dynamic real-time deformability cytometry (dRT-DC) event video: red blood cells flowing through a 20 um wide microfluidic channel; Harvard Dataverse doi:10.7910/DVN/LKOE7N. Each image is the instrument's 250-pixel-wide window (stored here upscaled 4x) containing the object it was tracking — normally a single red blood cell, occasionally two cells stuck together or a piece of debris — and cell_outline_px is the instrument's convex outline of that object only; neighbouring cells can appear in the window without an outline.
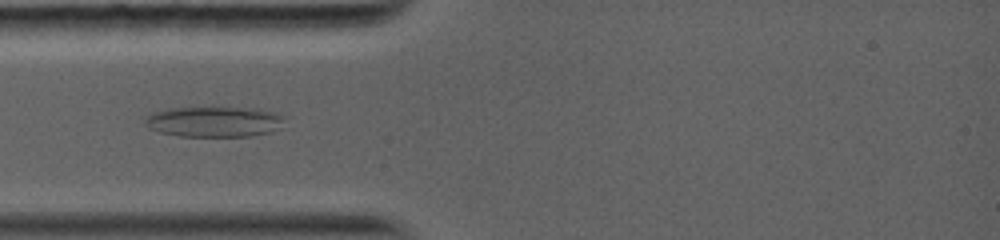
{"species": "common noctule bat (a hibernating species)", "species_latin": "Nyctalus noctula", "temperature_condition": "warm", "stored_images_in_passage": 57, "camera_frame_rate_fps": 5000, "um_per_image_px": 0.085, "animal": {"sex": "female", "body_mass_g": 19.0, "forearm_length_mm": 56.7}, "frame": {"image": 1, "passage_image": 6, "time_ms": 3.0, "image_size_px": [1000, 240], "cell_outline_px": [[280, 128], [272, 132], [248, 136], [180, 136], [160, 132], [148, 128], [144, 124], [144, 116], [152, 112], [172, 108], [212, 104], [256, 108], [272, 112], [280, 116]], "centroid_in_image_um": [18.11, 10.29], "position_along_channel_um": 66.9, "area_um2": 25.72}}
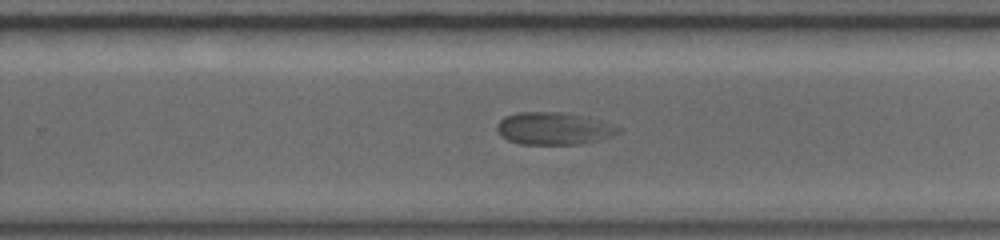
{"frame": {"image": 2, "passage_image": 30, "time_ms": 8.4, "image_size_px": [1000, 240], "cell_outline_px": [[620, 132], [612, 136], [580, 144], [520, 144], [508, 140], [500, 136], [496, 128], [496, 124], [504, 116], [516, 112], [564, 112], [588, 116], [612, 124], [620, 128]], "centroid_in_image_um": [47.04, 10.91], "position_along_channel_um": 282.8, "area_um2": 23.12}}
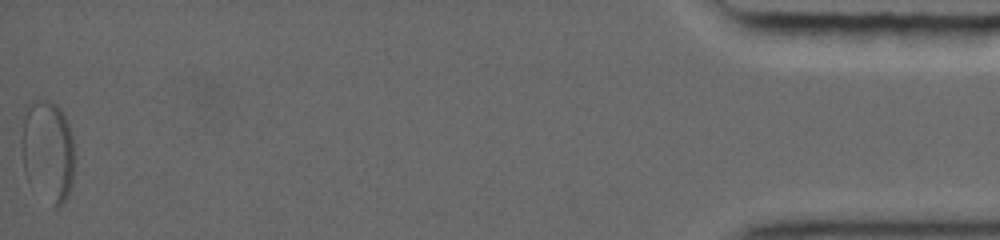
{"frame": {"image": 3, "passage_image": 57, "time_ms": 15.6, "image_size_px": [1000, 240], "cell_outline_px": [[76, 160], [72, 184], [68, 196], [56, 208], [52, 208], [28, 184], [24, 172], [20, 144], [20, 140], [24, 104], [32, 100], [48, 100], [56, 104], [60, 108], [68, 120], [72, 136]], "centroid_in_image_um": [4.04, 12.84], "position_along_channel_um": 431.2, "area_um2": 33.18}}